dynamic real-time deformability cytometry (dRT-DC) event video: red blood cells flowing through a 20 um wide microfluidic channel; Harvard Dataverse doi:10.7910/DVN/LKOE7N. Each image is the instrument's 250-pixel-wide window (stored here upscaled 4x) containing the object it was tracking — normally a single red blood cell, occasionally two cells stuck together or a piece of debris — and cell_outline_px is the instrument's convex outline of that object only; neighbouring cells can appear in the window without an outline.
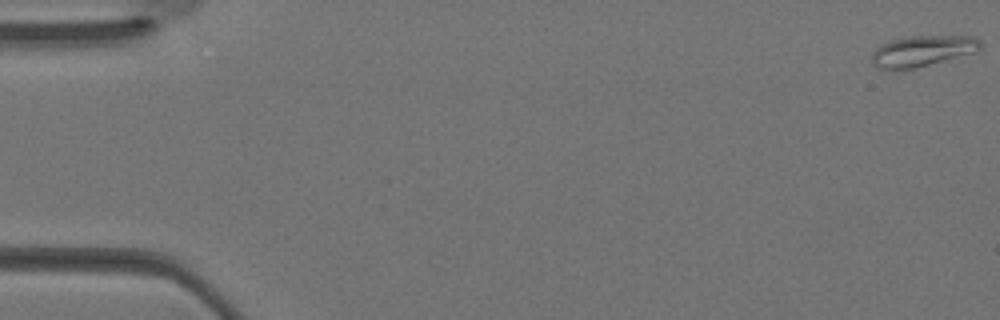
{"species": "Egyptian fruit bat (a non-hibernating species)", "species_latin": "Rousettus aegyptiacus", "temperature_condition": "warm", "stored_images_in_passage": 33, "segment_of_instrument_passage": [1, 2], "camera_frame_rate_fps": 3000, "um_per_image_px": 0.085, "animal": {"sex": "female"}, "frame": {"image": 1, "passage_image": 1, "time_ms": 0.0, "image_size_px": [1000, 320], "cell_outline_px": [[980, 48], [976, 52], [912, 68], [876, 68], [872, 64], [872, 52], [876, 48], [892, 40], [908, 36], [972, 36], [980, 40]], "centroid_in_image_um": [78.4, 4.31], "position_along_channel_um": 6.6, "area_um2": 19.02}}
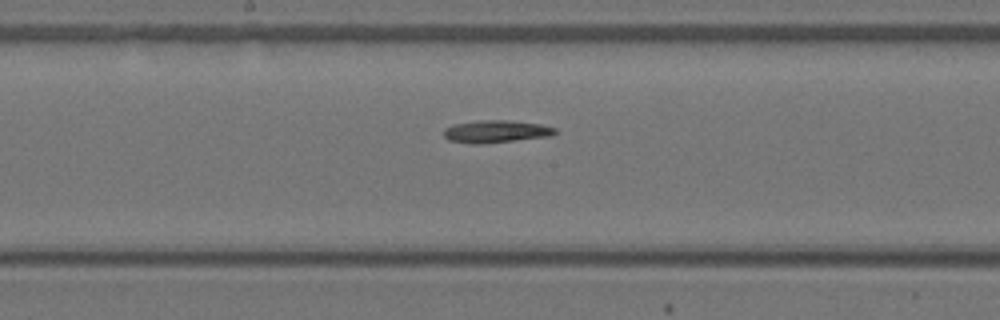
{"frame": {"image": 2, "passage_image": 19, "time_ms": 6.0, "image_size_px": [1000, 320], "cell_outline_px": [[556, 132], [552, 136], [480, 144], [472, 144], [448, 140], [444, 136], [444, 128], [452, 124], [480, 120], [508, 120], [540, 124], [556, 128]], "centroid_in_image_um": [42.13, 11.17], "position_along_channel_um": 206.1, "area_um2": 14.62}}
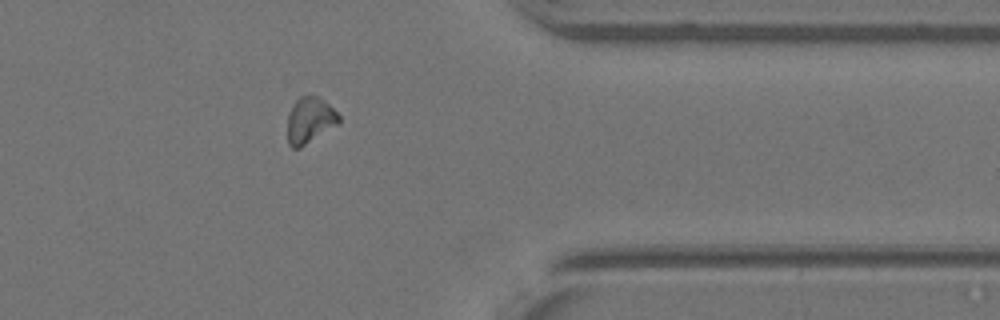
{"frame": {"image": 3, "passage_image": 29, "time_ms": 9.333, "image_size_px": [1000, 320], "cell_outline_px": [[340, 124], [300, 148], [292, 148], [288, 144], [288, 112], [296, 100], [300, 96], [316, 96], [324, 100], [340, 116]], "centroid_in_image_um": [26.34, 10.24], "position_along_channel_um": 385.1, "area_um2": 13.87}}